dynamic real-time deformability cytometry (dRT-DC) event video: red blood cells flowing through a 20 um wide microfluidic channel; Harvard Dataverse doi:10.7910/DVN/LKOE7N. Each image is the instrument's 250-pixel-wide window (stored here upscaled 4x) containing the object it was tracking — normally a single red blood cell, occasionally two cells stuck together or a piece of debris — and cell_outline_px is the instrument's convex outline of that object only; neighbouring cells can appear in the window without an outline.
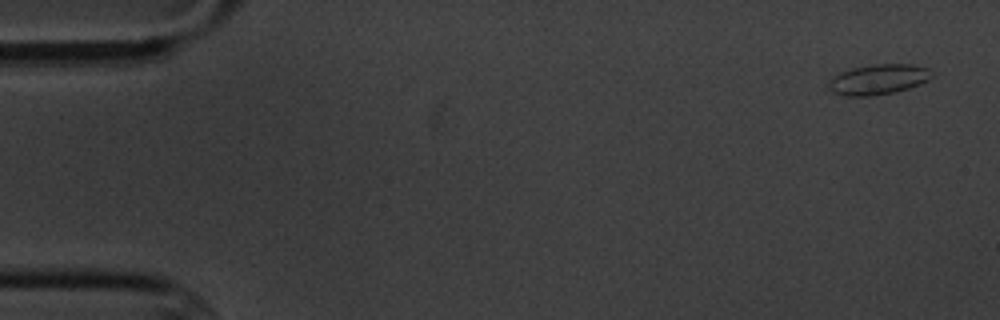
{"species": "common noctule bat (a hibernating species)", "species_latin": "Nyctalus noctula", "temperature_condition": "cold", "stored_images_in_passage": 4, "camera_frame_rate_fps": 3000, "um_per_image_px": 0.085, "animal": {"sex": "male", "body_mass_g": 20.1, "forearm_length_mm": 53.5}, "frame": {"image": 1, "passage_image": 1, "time_ms": 0.0, "image_size_px": [1000, 320], "cell_outline_px": [[932, 76], [928, 80], [920, 84], [908, 88], [892, 92], [868, 96], [844, 96], [832, 92], [828, 88], [828, 80], [832, 76], [840, 72], [852, 68], [876, 64], [912, 64], [928, 68], [932, 72]], "centroid_in_image_um": [74.62, 6.74], "position_along_channel_um": 10.4, "area_um2": 18.21}}
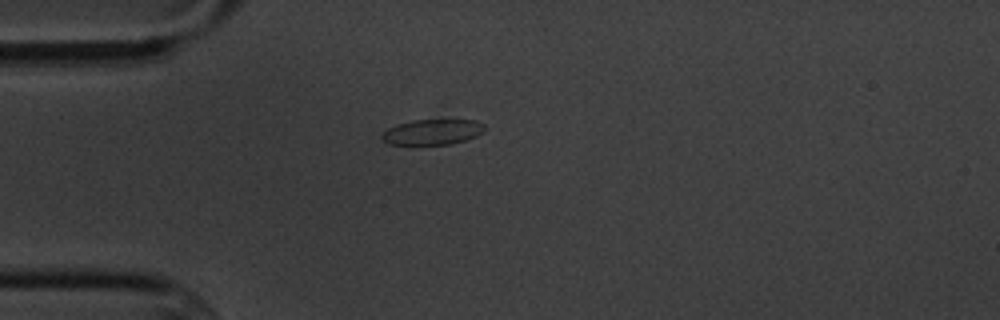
{"frame": {"image": 2, "passage_image": 4, "time_ms": 4.333, "image_size_px": [1000, 320], "cell_outline_px": [[484, 132], [476, 136], [452, 144], [388, 144], [380, 140], [380, 136], [388, 128], [396, 124], [412, 120], [476, 120], [484, 124]], "centroid_in_image_um": [36.73, 11.21], "position_along_channel_um": 48.3, "area_um2": 15.26}}